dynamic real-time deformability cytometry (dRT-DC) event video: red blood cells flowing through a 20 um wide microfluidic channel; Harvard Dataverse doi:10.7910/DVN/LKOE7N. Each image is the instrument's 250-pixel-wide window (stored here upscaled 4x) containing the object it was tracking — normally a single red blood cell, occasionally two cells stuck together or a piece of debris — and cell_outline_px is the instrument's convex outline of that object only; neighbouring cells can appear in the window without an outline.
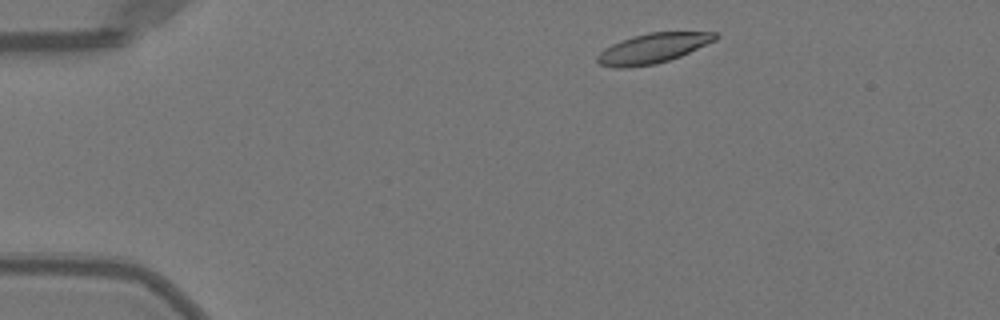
{"species": "Egyptian fruit bat (a non-hibernating species)", "species_latin": "Rousettus aegyptiacus", "temperature_condition": "warm", "stored_images_in_passage": 45, "camera_frame_rate_fps": 3000, "um_per_image_px": 0.085, "animal": {"sex": "female"}, "frame": {"image": 1, "passage_image": 3, "time_ms": 0.667, "image_size_px": [1000, 320], "cell_outline_px": [[720, 36], [716, 40], [680, 56], [656, 64], [628, 68], [616, 68], [600, 64], [596, 60], [596, 56], [604, 48], [620, 40], [632, 36], [648, 32], [716, 32]], "centroid_in_image_um": [55.47, 4.1], "position_along_channel_um": 29.5, "area_um2": 20.63}}
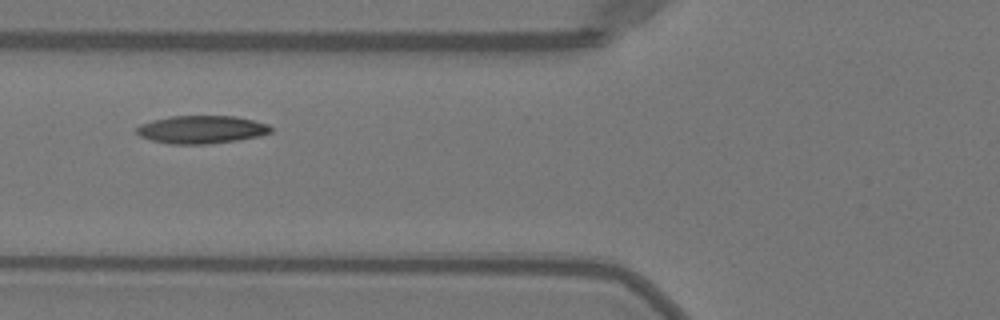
{"frame": {"image": 2, "passage_image": 14, "time_ms": 4.333, "image_size_px": [1000, 320], "cell_outline_px": [[272, 132], [260, 136], [236, 140], [208, 144], [172, 144], [152, 140], [140, 136], [136, 132], [136, 128], [140, 124], [152, 120], [168, 116], [236, 116], [268, 124], [272, 128]], "centroid_in_image_um": [17.12, 11.0], "position_along_channel_um": 108.7, "area_um2": 21.85}}
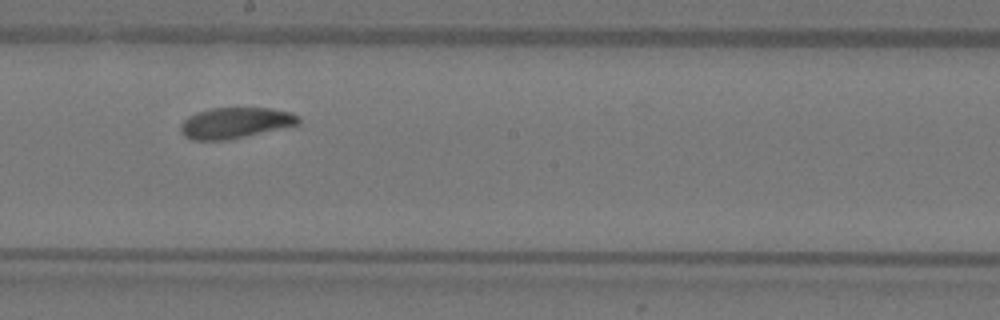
{"frame": {"image": 3, "passage_image": 23, "time_ms": 7.333, "image_size_px": [1000, 320], "cell_outline_px": [[300, 124], [228, 140], [192, 140], [184, 136], [180, 132], [180, 124], [188, 116], [196, 112], [212, 108], [272, 108], [288, 112], [300, 116]], "centroid_in_image_um": [19.97, 10.45], "position_along_channel_um": 228.2, "area_um2": 21.27}, "authors_computed_cell_mechanics": {"area_um2": 21.1548, "velocity_mm_per_s": 3.9788, "shape_relaxation_time_tau1_ms": 5.2053, "shape_relaxation_time_tau2_ms": 6.735, "deformation_change_tau1": 0.1393, "deformation_change_tau2": 0.1397}}